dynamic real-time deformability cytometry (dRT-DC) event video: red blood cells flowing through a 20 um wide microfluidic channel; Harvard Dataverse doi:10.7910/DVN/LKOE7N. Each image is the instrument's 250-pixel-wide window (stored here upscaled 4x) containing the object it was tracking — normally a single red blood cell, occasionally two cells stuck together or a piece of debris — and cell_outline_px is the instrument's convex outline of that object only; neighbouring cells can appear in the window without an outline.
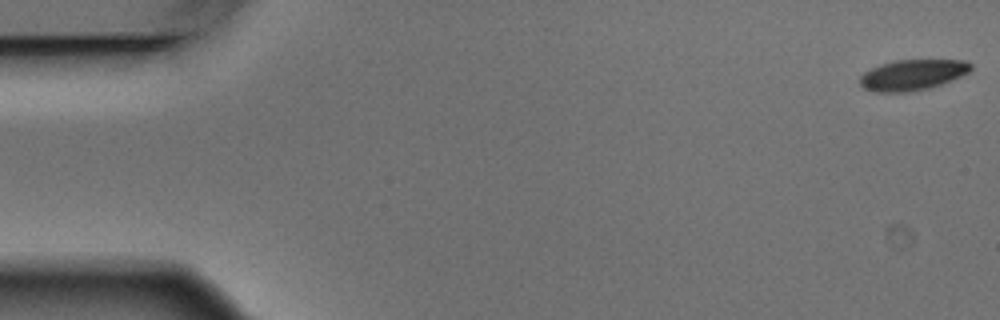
{"species": "Egyptian fruit bat (a non-hibernating species)", "species_latin": "Rousettus aegyptiacus", "temperature_condition": "warm", "stored_images_in_passage": 6, "camera_frame_rate_fps": 3000, "um_per_image_px": 0.085, "animal": {"sex": "male"}, "frame": {"image": 1, "passage_image": 1, "time_ms": 0.0, "image_size_px": [1000, 320], "cell_outline_px": [[972, 68], [968, 72], [960, 76], [940, 84], [928, 88], [904, 92], [872, 92], [864, 88], [860, 84], [860, 76], [864, 72], [880, 64], [896, 60], [968, 60], [972, 64]], "centroid_in_image_um": [77.54, 6.35], "position_along_channel_um": 7.5, "area_um2": 19.71}}